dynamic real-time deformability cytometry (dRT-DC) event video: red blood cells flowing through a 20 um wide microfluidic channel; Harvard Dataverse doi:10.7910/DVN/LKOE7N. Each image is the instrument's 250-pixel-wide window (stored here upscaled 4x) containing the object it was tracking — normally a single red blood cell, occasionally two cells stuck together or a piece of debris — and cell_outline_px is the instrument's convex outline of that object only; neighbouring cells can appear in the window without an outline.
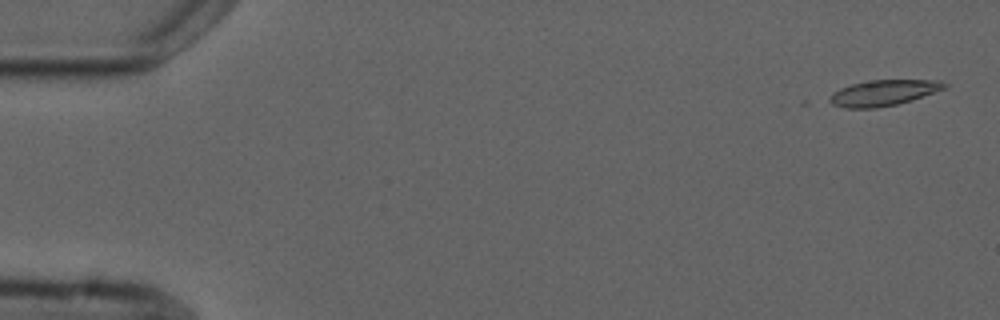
{"species": "common noctule bat (a hibernating species)", "species_latin": "Nyctalus noctula", "temperature_condition": "cold", "stored_images_in_passage": 5, "camera_frame_rate_fps": 3000, "um_per_image_px": 0.085, "animal": {"sex": "male", "forearm_length_mm": 52.5}, "frame": {"image": 1, "passage_image": 1, "time_ms": 0.0, "image_size_px": [1000, 320], "cell_outline_px": [[948, 88], [912, 100], [896, 104], [876, 108], [844, 108], [832, 104], [828, 100], [832, 92], [840, 88], [852, 84], [872, 80], [944, 80], [948, 84]], "centroid_in_image_um": [75.13, 7.89], "position_along_channel_um": 9.9, "area_um2": 17.4}}
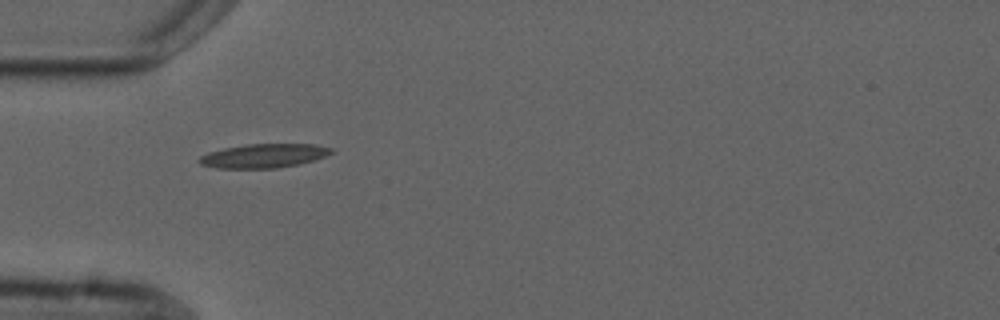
{"frame": {"image": 2, "passage_image": 5, "time_ms": 5.0, "image_size_px": [1000, 320], "cell_outline_px": [[336, 152], [316, 160], [300, 164], [276, 168], [216, 168], [200, 164], [196, 160], [200, 156], [208, 152], [224, 148], [248, 144], [312, 144], [332, 148]], "centroid_in_image_um": [22.44, 13.24], "position_along_channel_um": 62.6, "area_um2": 18.61}}